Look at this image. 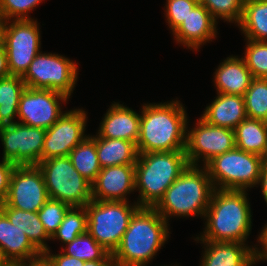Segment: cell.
Returning a JSON list of instances; mask_svg holds the SVG:
<instances>
[{
    "label": "cell",
    "mask_w": 267,
    "mask_h": 266,
    "mask_svg": "<svg viewBox=\"0 0 267 266\" xmlns=\"http://www.w3.org/2000/svg\"><path fill=\"white\" fill-rule=\"evenodd\" d=\"M205 230L194 240L247 245L252 215L246 190L215 189L206 210Z\"/></svg>",
    "instance_id": "1"
},
{
    "label": "cell",
    "mask_w": 267,
    "mask_h": 266,
    "mask_svg": "<svg viewBox=\"0 0 267 266\" xmlns=\"http://www.w3.org/2000/svg\"><path fill=\"white\" fill-rule=\"evenodd\" d=\"M142 106L138 153L185 150L187 113L178 100Z\"/></svg>",
    "instance_id": "2"
},
{
    "label": "cell",
    "mask_w": 267,
    "mask_h": 266,
    "mask_svg": "<svg viewBox=\"0 0 267 266\" xmlns=\"http://www.w3.org/2000/svg\"><path fill=\"white\" fill-rule=\"evenodd\" d=\"M168 223L153 207H139L112 254L115 266H147L169 237Z\"/></svg>",
    "instance_id": "3"
},
{
    "label": "cell",
    "mask_w": 267,
    "mask_h": 266,
    "mask_svg": "<svg viewBox=\"0 0 267 266\" xmlns=\"http://www.w3.org/2000/svg\"><path fill=\"white\" fill-rule=\"evenodd\" d=\"M214 190L205 166L189 164L153 208L167 222L170 216L205 217Z\"/></svg>",
    "instance_id": "4"
},
{
    "label": "cell",
    "mask_w": 267,
    "mask_h": 266,
    "mask_svg": "<svg viewBox=\"0 0 267 266\" xmlns=\"http://www.w3.org/2000/svg\"><path fill=\"white\" fill-rule=\"evenodd\" d=\"M188 165L185 150L139 153L135 163L136 203L154 207Z\"/></svg>",
    "instance_id": "5"
},
{
    "label": "cell",
    "mask_w": 267,
    "mask_h": 266,
    "mask_svg": "<svg viewBox=\"0 0 267 266\" xmlns=\"http://www.w3.org/2000/svg\"><path fill=\"white\" fill-rule=\"evenodd\" d=\"M263 157L234 148L214 157L205 168L215 189L247 190L258 185Z\"/></svg>",
    "instance_id": "6"
},
{
    "label": "cell",
    "mask_w": 267,
    "mask_h": 266,
    "mask_svg": "<svg viewBox=\"0 0 267 266\" xmlns=\"http://www.w3.org/2000/svg\"><path fill=\"white\" fill-rule=\"evenodd\" d=\"M128 202L92 200L85 206L87 232L110 254L120 245L131 217L140 207Z\"/></svg>",
    "instance_id": "7"
},
{
    "label": "cell",
    "mask_w": 267,
    "mask_h": 266,
    "mask_svg": "<svg viewBox=\"0 0 267 266\" xmlns=\"http://www.w3.org/2000/svg\"><path fill=\"white\" fill-rule=\"evenodd\" d=\"M50 199L59 200L70 207L86 206L92 201V185L73 166L68 156L40 161Z\"/></svg>",
    "instance_id": "8"
},
{
    "label": "cell",
    "mask_w": 267,
    "mask_h": 266,
    "mask_svg": "<svg viewBox=\"0 0 267 266\" xmlns=\"http://www.w3.org/2000/svg\"><path fill=\"white\" fill-rule=\"evenodd\" d=\"M77 63L63 55L39 52L22 76L26 87L49 89L70 98L77 78Z\"/></svg>",
    "instance_id": "9"
},
{
    "label": "cell",
    "mask_w": 267,
    "mask_h": 266,
    "mask_svg": "<svg viewBox=\"0 0 267 266\" xmlns=\"http://www.w3.org/2000/svg\"><path fill=\"white\" fill-rule=\"evenodd\" d=\"M40 37V29L34 19L7 21L4 48L10 75L22 77L25 74L40 52Z\"/></svg>",
    "instance_id": "10"
},
{
    "label": "cell",
    "mask_w": 267,
    "mask_h": 266,
    "mask_svg": "<svg viewBox=\"0 0 267 266\" xmlns=\"http://www.w3.org/2000/svg\"><path fill=\"white\" fill-rule=\"evenodd\" d=\"M196 127L186 129L185 154L190 165H199L203 158L204 166L214 157L236 147L233 129L214 126L201 117Z\"/></svg>",
    "instance_id": "11"
},
{
    "label": "cell",
    "mask_w": 267,
    "mask_h": 266,
    "mask_svg": "<svg viewBox=\"0 0 267 266\" xmlns=\"http://www.w3.org/2000/svg\"><path fill=\"white\" fill-rule=\"evenodd\" d=\"M45 133L46 129L18 122L0 126L2 159L16 166L37 165L41 161Z\"/></svg>",
    "instance_id": "12"
},
{
    "label": "cell",
    "mask_w": 267,
    "mask_h": 266,
    "mask_svg": "<svg viewBox=\"0 0 267 266\" xmlns=\"http://www.w3.org/2000/svg\"><path fill=\"white\" fill-rule=\"evenodd\" d=\"M48 199L49 195L44 177L37 165L16 166L14 168L3 205L37 213Z\"/></svg>",
    "instance_id": "13"
},
{
    "label": "cell",
    "mask_w": 267,
    "mask_h": 266,
    "mask_svg": "<svg viewBox=\"0 0 267 266\" xmlns=\"http://www.w3.org/2000/svg\"><path fill=\"white\" fill-rule=\"evenodd\" d=\"M87 118L83 109L65 111L49 129H46L41 161L68 156L87 137L84 135Z\"/></svg>",
    "instance_id": "14"
},
{
    "label": "cell",
    "mask_w": 267,
    "mask_h": 266,
    "mask_svg": "<svg viewBox=\"0 0 267 266\" xmlns=\"http://www.w3.org/2000/svg\"><path fill=\"white\" fill-rule=\"evenodd\" d=\"M69 97L49 89H33L26 87L18 104V123L49 129L63 114L61 102ZM60 101V103H59Z\"/></svg>",
    "instance_id": "15"
},
{
    "label": "cell",
    "mask_w": 267,
    "mask_h": 266,
    "mask_svg": "<svg viewBox=\"0 0 267 266\" xmlns=\"http://www.w3.org/2000/svg\"><path fill=\"white\" fill-rule=\"evenodd\" d=\"M92 185V199L98 201H128L135 190V165L102 168Z\"/></svg>",
    "instance_id": "16"
},
{
    "label": "cell",
    "mask_w": 267,
    "mask_h": 266,
    "mask_svg": "<svg viewBox=\"0 0 267 266\" xmlns=\"http://www.w3.org/2000/svg\"><path fill=\"white\" fill-rule=\"evenodd\" d=\"M217 23L210 12L199 3L172 34L178 43L198 50L202 44L216 38Z\"/></svg>",
    "instance_id": "17"
},
{
    "label": "cell",
    "mask_w": 267,
    "mask_h": 266,
    "mask_svg": "<svg viewBox=\"0 0 267 266\" xmlns=\"http://www.w3.org/2000/svg\"><path fill=\"white\" fill-rule=\"evenodd\" d=\"M0 252L9 265H19L43 254L32 244L25 232L14 226L0 210Z\"/></svg>",
    "instance_id": "18"
},
{
    "label": "cell",
    "mask_w": 267,
    "mask_h": 266,
    "mask_svg": "<svg viewBox=\"0 0 267 266\" xmlns=\"http://www.w3.org/2000/svg\"><path fill=\"white\" fill-rule=\"evenodd\" d=\"M205 246L200 266H254L257 247L238 242L202 241Z\"/></svg>",
    "instance_id": "19"
},
{
    "label": "cell",
    "mask_w": 267,
    "mask_h": 266,
    "mask_svg": "<svg viewBox=\"0 0 267 266\" xmlns=\"http://www.w3.org/2000/svg\"><path fill=\"white\" fill-rule=\"evenodd\" d=\"M141 114L114 102L100 123L97 135L101 138L122 139L137 143Z\"/></svg>",
    "instance_id": "20"
},
{
    "label": "cell",
    "mask_w": 267,
    "mask_h": 266,
    "mask_svg": "<svg viewBox=\"0 0 267 266\" xmlns=\"http://www.w3.org/2000/svg\"><path fill=\"white\" fill-rule=\"evenodd\" d=\"M201 118L211 125L234 130L247 118L244 97L217 93V97L206 107Z\"/></svg>",
    "instance_id": "21"
},
{
    "label": "cell",
    "mask_w": 267,
    "mask_h": 266,
    "mask_svg": "<svg viewBox=\"0 0 267 266\" xmlns=\"http://www.w3.org/2000/svg\"><path fill=\"white\" fill-rule=\"evenodd\" d=\"M214 74L216 91L220 94L243 96L253 80L244 59L238 56L227 57Z\"/></svg>",
    "instance_id": "22"
},
{
    "label": "cell",
    "mask_w": 267,
    "mask_h": 266,
    "mask_svg": "<svg viewBox=\"0 0 267 266\" xmlns=\"http://www.w3.org/2000/svg\"><path fill=\"white\" fill-rule=\"evenodd\" d=\"M96 151L101 168L135 165L138 158L136 143L122 139L95 136Z\"/></svg>",
    "instance_id": "23"
},
{
    "label": "cell",
    "mask_w": 267,
    "mask_h": 266,
    "mask_svg": "<svg viewBox=\"0 0 267 266\" xmlns=\"http://www.w3.org/2000/svg\"><path fill=\"white\" fill-rule=\"evenodd\" d=\"M0 210L14 226L17 225L21 231L25 232L32 244L42 254L49 250L45 241L51 240V237L45 231L38 213L11 208L8 205H1Z\"/></svg>",
    "instance_id": "24"
},
{
    "label": "cell",
    "mask_w": 267,
    "mask_h": 266,
    "mask_svg": "<svg viewBox=\"0 0 267 266\" xmlns=\"http://www.w3.org/2000/svg\"><path fill=\"white\" fill-rule=\"evenodd\" d=\"M236 148L264 156L267 147V122L246 118L235 129Z\"/></svg>",
    "instance_id": "25"
},
{
    "label": "cell",
    "mask_w": 267,
    "mask_h": 266,
    "mask_svg": "<svg viewBox=\"0 0 267 266\" xmlns=\"http://www.w3.org/2000/svg\"><path fill=\"white\" fill-rule=\"evenodd\" d=\"M237 26L246 40L267 41V0H244L242 18Z\"/></svg>",
    "instance_id": "26"
},
{
    "label": "cell",
    "mask_w": 267,
    "mask_h": 266,
    "mask_svg": "<svg viewBox=\"0 0 267 266\" xmlns=\"http://www.w3.org/2000/svg\"><path fill=\"white\" fill-rule=\"evenodd\" d=\"M26 89L21 76L10 75L0 79V126L16 123L18 104Z\"/></svg>",
    "instance_id": "27"
},
{
    "label": "cell",
    "mask_w": 267,
    "mask_h": 266,
    "mask_svg": "<svg viewBox=\"0 0 267 266\" xmlns=\"http://www.w3.org/2000/svg\"><path fill=\"white\" fill-rule=\"evenodd\" d=\"M68 157L74 168L92 184L102 169L97 156L95 137L87 135Z\"/></svg>",
    "instance_id": "28"
},
{
    "label": "cell",
    "mask_w": 267,
    "mask_h": 266,
    "mask_svg": "<svg viewBox=\"0 0 267 266\" xmlns=\"http://www.w3.org/2000/svg\"><path fill=\"white\" fill-rule=\"evenodd\" d=\"M66 245L61 249L62 252L82 261L113 260L112 254L99 245L88 232L77 236Z\"/></svg>",
    "instance_id": "29"
},
{
    "label": "cell",
    "mask_w": 267,
    "mask_h": 266,
    "mask_svg": "<svg viewBox=\"0 0 267 266\" xmlns=\"http://www.w3.org/2000/svg\"><path fill=\"white\" fill-rule=\"evenodd\" d=\"M78 210V211H77ZM87 212L85 206L70 207L57 231L51 240L59 239L65 245L74 240L77 236L87 232Z\"/></svg>",
    "instance_id": "30"
},
{
    "label": "cell",
    "mask_w": 267,
    "mask_h": 266,
    "mask_svg": "<svg viewBox=\"0 0 267 266\" xmlns=\"http://www.w3.org/2000/svg\"><path fill=\"white\" fill-rule=\"evenodd\" d=\"M243 97L247 117L267 122V78H253Z\"/></svg>",
    "instance_id": "31"
},
{
    "label": "cell",
    "mask_w": 267,
    "mask_h": 266,
    "mask_svg": "<svg viewBox=\"0 0 267 266\" xmlns=\"http://www.w3.org/2000/svg\"><path fill=\"white\" fill-rule=\"evenodd\" d=\"M244 59L253 78H267V41L247 40Z\"/></svg>",
    "instance_id": "32"
},
{
    "label": "cell",
    "mask_w": 267,
    "mask_h": 266,
    "mask_svg": "<svg viewBox=\"0 0 267 266\" xmlns=\"http://www.w3.org/2000/svg\"><path fill=\"white\" fill-rule=\"evenodd\" d=\"M199 3L210 12L215 20L220 18L237 24L241 21L244 0H199Z\"/></svg>",
    "instance_id": "33"
},
{
    "label": "cell",
    "mask_w": 267,
    "mask_h": 266,
    "mask_svg": "<svg viewBox=\"0 0 267 266\" xmlns=\"http://www.w3.org/2000/svg\"><path fill=\"white\" fill-rule=\"evenodd\" d=\"M69 208L70 206L66 203L49 198L37 212L45 231L50 237L57 231Z\"/></svg>",
    "instance_id": "34"
},
{
    "label": "cell",
    "mask_w": 267,
    "mask_h": 266,
    "mask_svg": "<svg viewBox=\"0 0 267 266\" xmlns=\"http://www.w3.org/2000/svg\"><path fill=\"white\" fill-rule=\"evenodd\" d=\"M166 21L171 32H174L199 4V0H166Z\"/></svg>",
    "instance_id": "35"
},
{
    "label": "cell",
    "mask_w": 267,
    "mask_h": 266,
    "mask_svg": "<svg viewBox=\"0 0 267 266\" xmlns=\"http://www.w3.org/2000/svg\"><path fill=\"white\" fill-rule=\"evenodd\" d=\"M42 0H2L4 18L8 20L32 19L28 13Z\"/></svg>",
    "instance_id": "36"
},
{
    "label": "cell",
    "mask_w": 267,
    "mask_h": 266,
    "mask_svg": "<svg viewBox=\"0 0 267 266\" xmlns=\"http://www.w3.org/2000/svg\"><path fill=\"white\" fill-rule=\"evenodd\" d=\"M16 165L10 161L3 160L0 162V206L4 204L10 184V177Z\"/></svg>",
    "instance_id": "37"
},
{
    "label": "cell",
    "mask_w": 267,
    "mask_h": 266,
    "mask_svg": "<svg viewBox=\"0 0 267 266\" xmlns=\"http://www.w3.org/2000/svg\"><path fill=\"white\" fill-rule=\"evenodd\" d=\"M53 266H83L85 261L64 254H52L50 249L43 254Z\"/></svg>",
    "instance_id": "38"
},
{
    "label": "cell",
    "mask_w": 267,
    "mask_h": 266,
    "mask_svg": "<svg viewBox=\"0 0 267 266\" xmlns=\"http://www.w3.org/2000/svg\"><path fill=\"white\" fill-rule=\"evenodd\" d=\"M258 242H260V245L262 246L257 251V261H267V223L265 224L264 228L261 230V233L258 237Z\"/></svg>",
    "instance_id": "39"
},
{
    "label": "cell",
    "mask_w": 267,
    "mask_h": 266,
    "mask_svg": "<svg viewBox=\"0 0 267 266\" xmlns=\"http://www.w3.org/2000/svg\"><path fill=\"white\" fill-rule=\"evenodd\" d=\"M10 76L7 65V54L4 47L0 48V79Z\"/></svg>",
    "instance_id": "40"
},
{
    "label": "cell",
    "mask_w": 267,
    "mask_h": 266,
    "mask_svg": "<svg viewBox=\"0 0 267 266\" xmlns=\"http://www.w3.org/2000/svg\"><path fill=\"white\" fill-rule=\"evenodd\" d=\"M260 184V188L261 191H262V194L264 196V199L267 203V164L264 163V166H263V169H262V172H261V176L259 178V182H258V185Z\"/></svg>",
    "instance_id": "41"
},
{
    "label": "cell",
    "mask_w": 267,
    "mask_h": 266,
    "mask_svg": "<svg viewBox=\"0 0 267 266\" xmlns=\"http://www.w3.org/2000/svg\"><path fill=\"white\" fill-rule=\"evenodd\" d=\"M19 266H53L50 261L44 256H40L36 259H33L29 262L19 264Z\"/></svg>",
    "instance_id": "42"
},
{
    "label": "cell",
    "mask_w": 267,
    "mask_h": 266,
    "mask_svg": "<svg viewBox=\"0 0 267 266\" xmlns=\"http://www.w3.org/2000/svg\"><path fill=\"white\" fill-rule=\"evenodd\" d=\"M83 266H115L114 260L85 261Z\"/></svg>",
    "instance_id": "43"
},
{
    "label": "cell",
    "mask_w": 267,
    "mask_h": 266,
    "mask_svg": "<svg viewBox=\"0 0 267 266\" xmlns=\"http://www.w3.org/2000/svg\"><path fill=\"white\" fill-rule=\"evenodd\" d=\"M6 25L7 20L5 18H0V48L4 47Z\"/></svg>",
    "instance_id": "44"
},
{
    "label": "cell",
    "mask_w": 267,
    "mask_h": 266,
    "mask_svg": "<svg viewBox=\"0 0 267 266\" xmlns=\"http://www.w3.org/2000/svg\"><path fill=\"white\" fill-rule=\"evenodd\" d=\"M9 264L3 259L0 252V266H8Z\"/></svg>",
    "instance_id": "45"
},
{
    "label": "cell",
    "mask_w": 267,
    "mask_h": 266,
    "mask_svg": "<svg viewBox=\"0 0 267 266\" xmlns=\"http://www.w3.org/2000/svg\"><path fill=\"white\" fill-rule=\"evenodd\" d=\"M0 18H4L3 8H2V0H0Z\"/></svg>",
    "instance_id": "46"
},
{
    "label": "cell",
    "mask_w": 267,
    "mask_h": 266,
    "mask_svg": "<svg viewBox=\"0 0 267 266\" xmlns=\"http://www.w3.org/2000/svg\"><path fill=\"white\" fill-rule=\"evenodd\" d=\"M263 160H264V163L267 164V147H266V151H265L264 156H263Z\"/></svg>",
    "instance_id": "47"
}]
</instances>
